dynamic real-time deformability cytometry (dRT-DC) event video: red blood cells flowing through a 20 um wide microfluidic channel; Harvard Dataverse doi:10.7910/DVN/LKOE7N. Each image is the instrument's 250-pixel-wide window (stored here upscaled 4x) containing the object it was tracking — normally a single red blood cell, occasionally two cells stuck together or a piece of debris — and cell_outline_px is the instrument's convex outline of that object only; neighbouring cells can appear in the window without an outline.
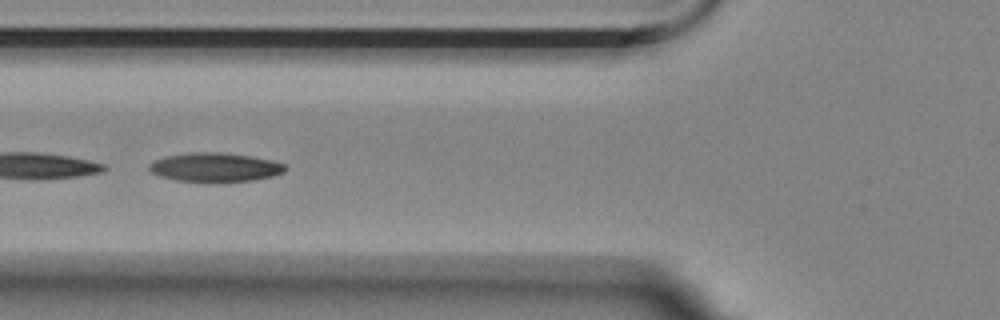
{"species": "Egyptian fruit bat (a non-hibernating species)", "species_latin": "Rousettus aegyptiacus", "temperature_condition": "room temperature", "stored_images_in_passage": 19, "camera_frame_rate_fps": 3000, "um_per_image_px": 0.085, "animal": {"sex": "female"}, "frame": {"image": 1, "passage_image": 6, "time_ms": 1.667, "image_size_px": [1000, 320], "cell_outline_px": [[288, 168], [284, 172], [272, 176], [252, 180], [176, 180], [160, 176], [152, 172], [148, 168], [148, 164], [164, 156], [188, 152], [220, 152], [252, 156], [272, 160], [284, 164]], "centroid_in_image_um": [18.28, 14.18], "position_along_channel_um": 107.5, "area_um2": 22.48}}